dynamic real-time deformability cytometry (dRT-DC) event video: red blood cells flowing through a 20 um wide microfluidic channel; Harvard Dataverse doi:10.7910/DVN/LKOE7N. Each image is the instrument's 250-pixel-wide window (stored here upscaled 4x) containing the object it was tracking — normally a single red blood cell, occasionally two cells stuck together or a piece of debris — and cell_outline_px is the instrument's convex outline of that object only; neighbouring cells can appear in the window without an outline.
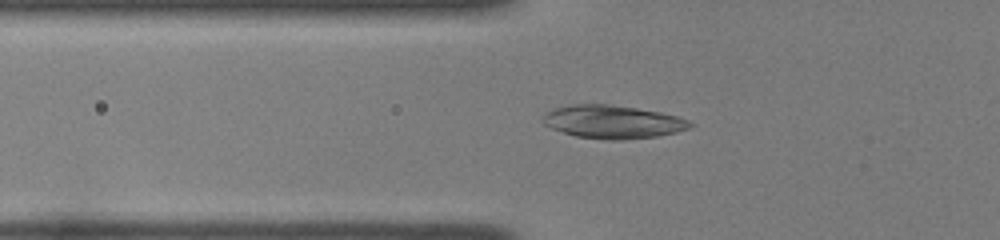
{"species": "common noctule bat (a hibernating species)", "species_latin": "Nyctalus noctula", "temperature_condition": "room temperature", "stored_images_in_passage": 53, "camera_frame_rate_fps": 3000, "um_per_image_px": 0.085, "animal": {"sex": "female", "body_mass_g": 22.0, "forearm_length_mm": 56.7}, "frame": {"image": 1, "passage_image": 21, "time_ms": 6.667, "image_size_px": [1000, 240], "cell_outline_px": [[696, 124], [692, 128], [676, 132], [656, 136], [620, 140], [608, 140], [576, 136], [552, 128], [544, 124], [544, 116], [548, 112], [556, 108], [572, 104], [608, 104], [636, 108], [660, 112], [676, 116], [688, 120]], "centroid_in_image_um": [52.14, 10.36], "position_along_channel_um": 73.7, "area_um2": 28.21}}
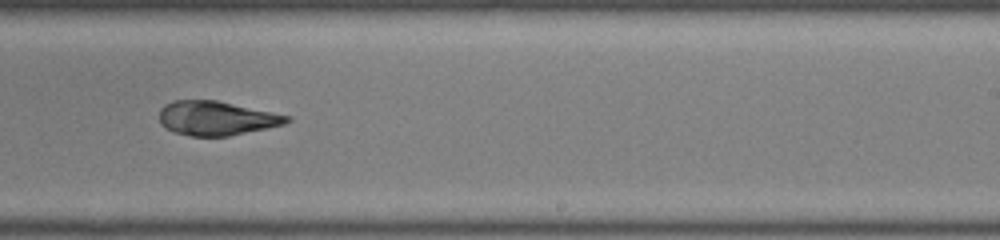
{"frame": {"image": 2, "passage_image": 36, "time_ms": 11.667, "image_size_px": [1000, 240], "cell_outline_px": [[292, 120], [284, 124], [268, 128], [228, 136], [192, 136], [172, 132], [164, 128], [160, 124], [160, 108], [164, 104], [172, 100], [216, 100], [292, 116]], "centroid_in_image_um": [18.38, 10.05], "position_along_channel_um": 270.6, "area_um2": 25.61}}
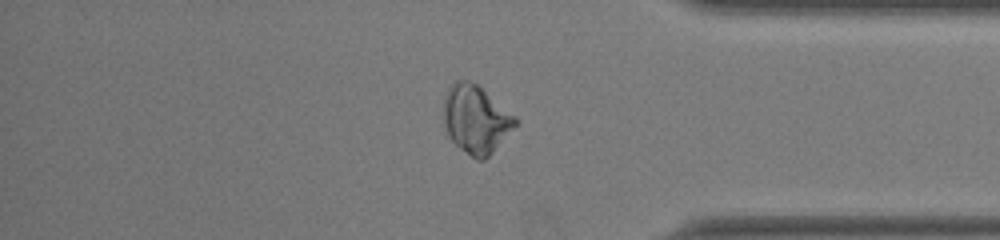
{"frame": {"image": 3, "passage_image": 46, "time_ms": 15.0, "image_size_px": [1000, 240], "cell_outline_px": [[520, 120], [492, 152], [484, 160], [476, 160], [460, 148], [448, 136], [444, 124], [444, 96], [448, 88], [456, 80], [468, 80], [476, 84], [516, 116]], "centroid_in_image_um": [40.44, 10.14], "position_along_channel_um": 394.8, "area_um2": 28.15}, "authors_computed_cell_mechanics": {"area_um2": 26.877, "velocity_mm_per_s": 3.987, "shape_relaxation_time_tau1_ms": 7.2135, "shape_relaxation_time_tau2_ms": 1.4548, "deformation_change_tau1": 0.1805, "deformation_change_tau2": 0.065}}